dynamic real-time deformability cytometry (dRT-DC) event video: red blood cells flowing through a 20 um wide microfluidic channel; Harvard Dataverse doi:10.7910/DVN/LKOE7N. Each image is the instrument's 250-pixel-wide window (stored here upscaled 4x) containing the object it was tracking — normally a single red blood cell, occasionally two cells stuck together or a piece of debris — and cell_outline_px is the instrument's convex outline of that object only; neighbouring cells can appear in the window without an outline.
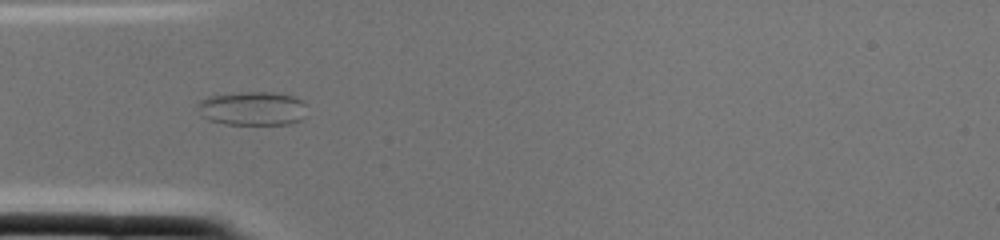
{"species": "common noctule bat (a hibernating species)", "species_latin": "Nyctalus noctula", "temperature_condition": "cold", "stored_images_in_passage": 2, "camera_frame_rate_fps": 3000, "um_per_image_px": 0.085, "animal": {"sex": "female", "body_mass_g": 22.0, "forearm_length_mm": 56.7}, "frame": {"image": 1, "passage_image": 2, "time_ms": 0.333, "image_size_px": [1000, 240], "cell_outline_px": [[304, 116], [300, 120], [292, 124], [224, 124], [208, 120], [200, 116], [196, 108], [196, 104], [200, 100], [208, 96], [240, 92], [268, 92], [296, 96], [304, 100]], "centroid_in_image_um": [21.41, 9.22], "position_along_channel_um": 63.6, "area_um2": 21.91}}